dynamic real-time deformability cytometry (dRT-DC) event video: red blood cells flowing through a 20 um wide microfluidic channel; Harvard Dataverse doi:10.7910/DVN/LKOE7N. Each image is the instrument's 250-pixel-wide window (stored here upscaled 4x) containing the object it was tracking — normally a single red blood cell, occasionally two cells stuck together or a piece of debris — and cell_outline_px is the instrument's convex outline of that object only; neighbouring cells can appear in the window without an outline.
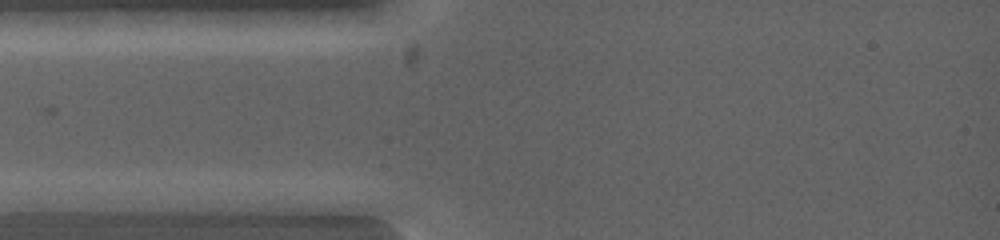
{"species": "common noctule bat (a hibernating species)", "species_latin": "Nyctalus noctula", "temperature_condition": "warm", "stored_images_in_passage": 3, "camera_frame_rate_fps": 5000, "um_per_image_px": 0.085, "animal": {"sex": "female", "body_mass_g": 19.0, "forearm_length_mm": 53.3}, "frame": {"image": 1, "passage_image": 1, "time_ms": 0.0, "image_size_px": [1000, 240], "cell_outline_px": [[128, 200], [68, 212], [20, 212], [12, 200], [16, 192], [124, 192]], "centroid_in_image_um": [5.45, 17.07], "position_along_channel_um": 79.5, "area_um2": 13.58}}